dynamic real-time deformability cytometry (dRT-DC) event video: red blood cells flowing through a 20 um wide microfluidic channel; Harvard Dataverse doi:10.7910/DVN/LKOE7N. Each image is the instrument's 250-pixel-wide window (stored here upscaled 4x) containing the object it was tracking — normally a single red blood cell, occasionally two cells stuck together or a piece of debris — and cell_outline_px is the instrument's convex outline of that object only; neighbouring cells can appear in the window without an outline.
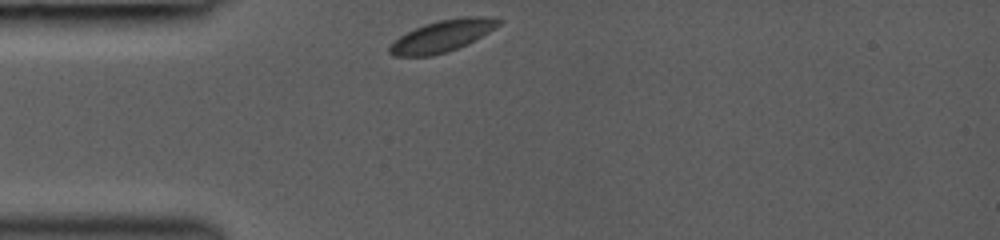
{"species": "common noctule bat (a hibernating species)", "species_latin": "Nyctalus noctula", "temperature_condition": "room temperature", "stored_images_in_passage": 22, "camera_frame_rate_fps": 3000, "um_per_image_px": 0.085, "animal": {"sex": "female", "body_mass_g": 19.0, "forearm_length_mm": 53.3}, "frame": {"image": 1, "passage_image": 1, "time_ms": 0.0, "image_size_px": [1000, 240], "cell_outline_px": [[504, 20], [500, 24], [488, 32], [456, 48], [432, 56], [392, 56], [388, 52], [388, 48], [400, 36], [424, 24], [440, 20], [464, 16], [484, 16]], "centroid_in_image_um": [37.58, 3.05], "position_along_channel_um": 47.4, "area_um2": 19.65}}
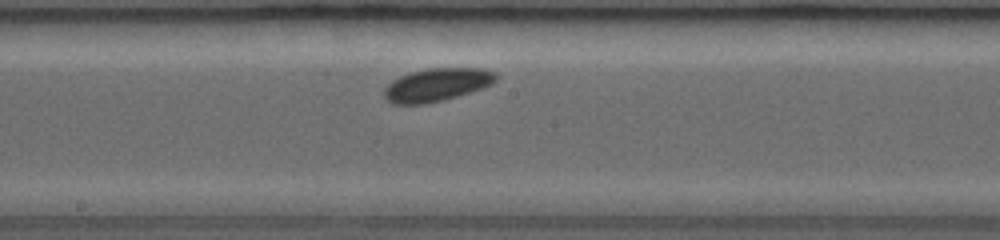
{"frame": {"image": 2, "passage_image": 12, "time_ms": 3.667, "image_size_px": [1000, 240], "cell_outline_px": [[500, 76], [492, 84], [484, 88], [444, 100], [424, 104], [392, 104], [384, 96], [384, 88], [392, 80], [408, 72], [428, 68], [484, 68], [496, 72]], "centroid_in_image_um": [37.16, 7.19], "position_along_channel_um": 211.0, "area_um2": 21.85}}
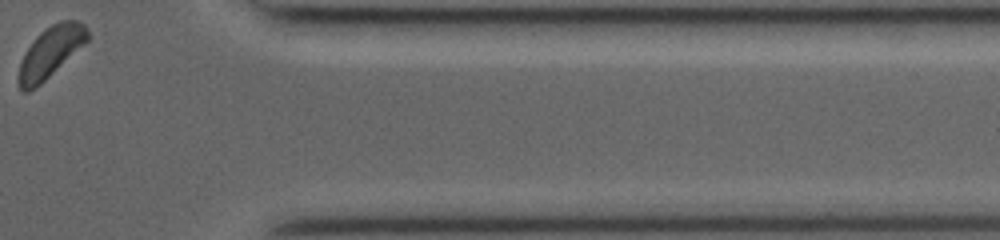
{"frame": {"image": 3, "passage_image": 22, "time_ms": 7.0, "image_size_px": [1000, 240], "cell_outline_px": [[88, 40], [84, 44], [36, 88], [28, 92], [20, 92], [20, 64], [24, 52], [36, 36], [40, 32], [52, 24], [60, 20], [76, 20], [84, 24], [88, 28]], "centroid_in_image_um": [4.3, 4.4], "position_along_channel_um": 407.1, "area_um2": 20.11}}